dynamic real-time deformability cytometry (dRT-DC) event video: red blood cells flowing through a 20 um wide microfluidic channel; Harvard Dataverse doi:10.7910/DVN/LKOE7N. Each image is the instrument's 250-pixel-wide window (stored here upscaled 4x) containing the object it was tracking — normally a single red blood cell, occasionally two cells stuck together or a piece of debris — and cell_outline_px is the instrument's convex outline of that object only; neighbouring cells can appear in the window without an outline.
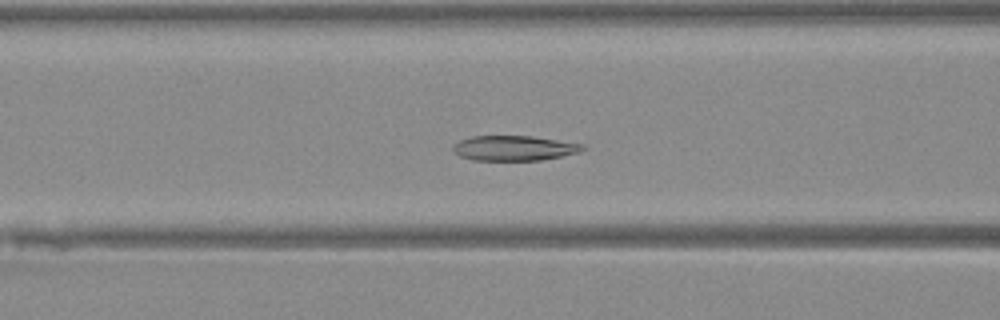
{"species": "Egyptian fruit bat (a non-hibernating species)", "species_latin": "Rousettus aegyptiacus", "temperature_condition": "warm", "stored_images_in_passage": 41, "camera_frame_rate_fps": 3000, "um_per_image_px": 0.085, "animal": {"sex": "female"}, "frame": {"image": 1, "passage_image": 13, "time_ms": 4.0, "image_size_px": [1000, 320], "cell_outline_px": [[588, 148], [580, 152], [540, 160], [472, 160], [460, 156], [452, 152], [452, 144], [460, 140], [472, 136], [532, 136], [584, 144]], "centroid_in_image_um": [43.68, 12.59], "position_along_channel_um": 122.9, "area_um2": 19.02}}
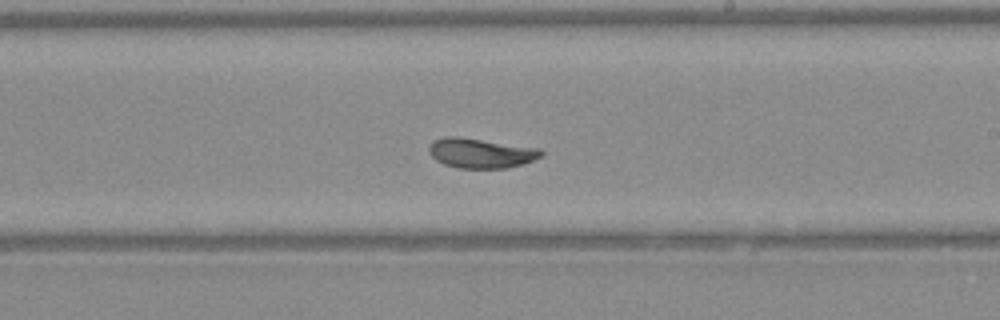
{"frame": {"image": 2, "passage_image": 22, "time_ms": 7.0, "image_size_px": [1000, 320], "cell_outline_px": [[544, 152], [540, 156], [532, 160], [508, 168], [456, 168], [444, 164], [436, 160], [428, 152], [428, 148], [432, 140], [448, 136], [456, 136], [540, 148]], "centroid_in_image_um": [40.83, 13.01], "position_along_channel_um": 248.2, "area_um2": 19.42}}
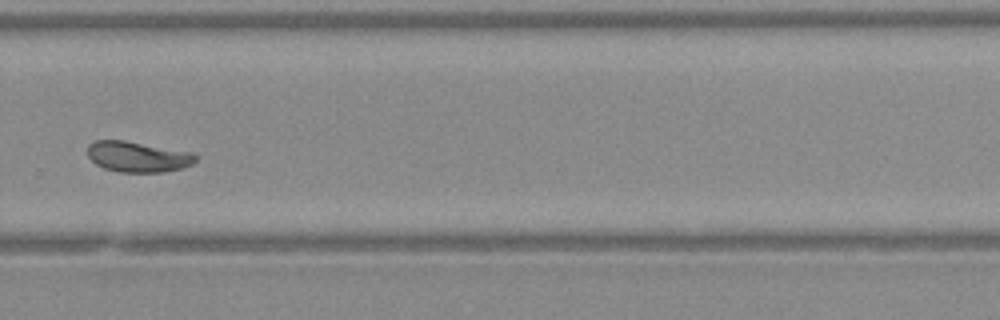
{"frame": {"image": 3, "passage_image": 27, "time_ms": 8.667, "image_size_px": [1000, 320], "cell_outline_px": [[196, 160], [192, 164], [184, 168], [164, 172], [120, 172], [104, 168], [96, 164], [88, 156], [88, 144], [96, 140], [124, 140], [192, 152], [196, 156]], "centroid_in_image_um": [11.72, 13.32], "position_along_channel_um": 318.1, "area_um2": 19.31}}